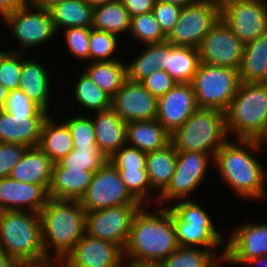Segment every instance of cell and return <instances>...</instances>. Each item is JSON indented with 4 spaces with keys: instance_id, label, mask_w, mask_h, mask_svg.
Masks as SVG:
<instances>
[{
    "instance_id": "cell-21",
    "label": "cell",
    "mask_w": 267,
    "mask_h": 267,
    "mask_svg": "<svg viewBox=\"0 0 267 267\" xmlns=\"http://www.w3.org/2000/svg\"><path fill=\"white\" fill-rule=\"evenodd\" d=\"M49 115H12L0 111V142L37 147L44 121Z\"/></svg>"
},
{
    "instance_id": "cell-59",
    "label": "cell",
    "mask_w": 267,
    "mask_h": 267,
    "mask_svg": "<svg viewBox=\"0 0 267 267\" xmlns=\"http://www.w3.org/2000/svg\"><path fill=\"white\" fill-rule=\"evenodd\" d=\"M54 267H69V266L62 260L54 259Z\"/></svg>"
},
{
    "instance_id": "cell-32",
    "label": "cell",
    "mask_w": 267,
    "mask_h": 267,
    "mask_svg": "<svg viewBox=\"0 0 267 267\" xmlns=\"http://www.w3.org/2000/svg\"><path fill=\"white\" fill-rule=\"evenodd\" d=\"M84 70L91 80L113 97L127 80L126 63L121 60L90 62Z\"/></svg>"
},
{
    "instance_id": "cell-8",
    "label": "cell",
    "mask_w": 267,
    "mask_h": 267,
    "mask_svg": "<svg viewBox=\"0 0 267 267\" xmlns=\"http://www.w3.org/2000/svg\"><path fill=\"white\" fill-rule=\"evenodd\" d=\"M238 70L200 62L191 82L199 108L226 111L240 86Z\"/></svg>"
},
{
    "instance_id": "cell-14",
    "label": "cell",
    "mask_w": 267,
    "mask_h": 267,
    "mask_svg": "<svg viewBox=\"0 0 267 267\" xmlns=\"http://www.w3.org/2000/svg\"><path fill=\"white\" fill-rule=\"evenodd\" d=\"M142 204L121 205L86 213V234L118 245L124 250L133 218Z\"/></svg>"
},
{
    "instance_id": "cell-46",
    "label": "cell",
    "mask_w": 267,
    "mask_h": 267,
    "mask_svg": "<svg viewBox=\"0 0 267 267\" xmlns=\"http://www.w3.org/2000/svg\"><path fill=\"white\" fill-rule=\"evenodd\" d=\"M182 7L164 1L155 2L153 14L162 32L167 36L178 21Z\"/></svg>"
},
{
    "instance_id": "cell-4",
    "label": "cell",
    "mask_w": 267,
    "mask_h": 267,
    "mask_svg": "<svg viewBox=\"0 0 267 267\" xmlns=\"http://www.w3.org/2000/svg\"><path fill=\"white\" fill-rule=\"evenodd\" d=\"M0 248L17 264L49 260L42 245L40 215L30 211H0Z\"/></svg>"
},
{
    "instance_id": "cell-29",
    "label": "cell",
    "mask_w": 267,
    "mask_h": 267,
    "mask_svg": "<svg viewBox=\"0 0 267 267\" xmlns=\"http://www.w3.org/2000/svg\"><path fill=\"white\" fill-rule=\"evenodd\" d=\"M239 74L244 83L267 82V32L245 45Z\"/></svg>"
},
{
    "instance_id": "cell-24",
    "label": "cell",
    "mask_w": 267,
    "mask_h": 267,
    "mask_svg": "<svg viewBox=\"0 0 267 267\" xmlns=\"http://www.w3.org/2000/svg\"><path fill=\"white\" fill-rule=\"evenodd\" d=\"M93 173L82 169H65L57 162L53 165L49 198L80 200L91 183Z\"/></svg>"
},
{
    "instance_id": "cell-61",
    "label": "cell",
    "mask_w": 267,
    "mask_h": 267,
    "mask_svg": "<svg viewBox=\"0 0 267 267\" xmlns=\"http://www.w3.org/2000/svg\"><path fill=\"white\" fill-rule=\"evenodd\" d=\"M223 260H225L224 258H221V260H219V262H217L213 267H220L218 263L222 262Z\"/></svg>"
},
{
    "instance_id": "cell-25",
    "label": "cell",
    "mask_w": 267,
    "mask_h": 267,
    "mask_svg": "<svg viewBox=\"0 0 267 267\" xmlns=\"http://www.w3.org/2000/svg\"><path fill=\"white\" fill-rule=\"evenodd\" d=\"M46 68L32 58L22 57V72L20 74L19 89L43 110L49 111L51 83L50 74Z\"/></svg>"
},
{
    "instance_id": "cell-3",
    "label": "cell",
    "mask_w": 267,
    "mask_h": 267,
    "mask_svg": "<svg viewBox=\"0 0 267 267\" xmlns=\"http://www.w3.org/2000/svg\"><path fill=\"white\" fill-rule=\"evenodd\" d=\"M45 256L64 260L86 233V212L79 200L49 198L39 213ZM53 248V256L51 255Z\"/></svg>"
},
{
    "instance_id": "cell-45",
    "label": "cell",
    "mask_w": 267,
    "mask_h": 267,
    "mask_svg": "<svg viewBox=\"0 0 267 267\" xmlns=\"http://www.w3.org/2000/svg\"><path fill=\"white\" fill-rule=\"evenodd\" d=\"M146 157L147 153L125 144L108 160L116 169H146Z\"/></svg>"
},
{
    "instance_id": "cell-31",
    "label": "cell",
    "mask_w": 267,
    "mask_h": 267,
    "mask_svg": "<svg viewBox=\"0 0 267 267\" xmlns=\"http://www.w3.org/2000/svg\"><path fill=\"white\" fill-rule=\"evenodd\" d=\"M93 8L84 0H63L49 12L58 32L74 27L92 28Z\"/></svg>"
},
{
    "instance_id": "cell-12",
    "label": "cell",
    "mask_w": 267,
    "mask_h": 267,
    "mask_svg": "<svg viewBox=\"0 0 267 267\" xmlns=\"http://www.w3.org/2000/svg\"><path fill=\"white\" fill-rule=\"evenodd\" d=\"M221 18L244 44L267 32L266 0H224Z\"/></svg>"
},
{
    "instance_id": "cell-37",
    "label": "cell",
    "mask_w": 267,
    "mask_h": 267,
    "mask_svg": "<svg viewBox=\"0 0 267 267\" xmlns=\"http://www.w3.org/2000/svg\"><path fill=\"white\" fill-rule=\"evenodd\" d=\"M108 158L99 147H74L65 157L57 163L65 169H82L93 174L101 168Z\"/></svg>"
},
{
    "instance_id": "cell-47",
    "label": "cell",
    "mask_w": 267,
    "mask_h": 267,
    "mask_svg": "<svg viewBox=\"0 0 267 267\" xmlns=\"http://www.w3.org/2000/svg\"><path fill=\"white\" fill-rule=\"evenodd\" d=\"M153 96L159 98L169 92L178 82L163 69H157L140 82Z\"/></svg>"
},
{
    "instance_id": "cell-10",
    "label": "cell",
    "mask_w": 267,
    "mask_h": 267,
    "mask_svg": "<svg viewBox=\"0 0 267 267\" xmlns=\"http://www.w3.org/2000/svg\"><path fill=\"white\" fill-rule=\"evenodd\" d=\"M79 202L86 213L121 205L141 204L127 190L118 170L109 160L93 174L91 183Z\"/></svg>"
},
{
    "instance_id": "cell-39",
    "label": "cell",
    "mask_w": 267,
    "mask_h": 267,
    "mask_svg": "<svg viewBox=\"0 0 267 267\" xmlns=\"http://www.w3.org/2000/svg\"><path fill=\"white\" fill-rule=\"evenodd\" d=\"M119 38L120 36L91 28L89 37V60L91 62L118 60L112 54L118 48Z\"/></svg>"
},
{
    "instance_id": "cell-38",
    "label": "cell",
    "mask_w": 267,
    "mask_h": 267,
    "mask_svg": "<svg viewBox=\"0 0 267 267\" xmlns=\"http://www.w3.org/2000/svg\"><path fill=\"white\" fill-rule=\"evenodd\" d=\"M129 33L138 40L137 42L144 45L166 41V35L162 32L153 12L131 17Z\"/></svg>"
},
{
    "instance_id": "cell-16",
    "label": "cell",
    "mask_w": 267,
    "mask_h": 267,
    "mask_svg": "<svg viewBox=\"0 0 267 267\" xmlns=\"http://www.w3.org/2000/svg\"><path fill=\"white\" fill-rule=\"evenodd\" d=\"M225 244L224 264L242 265L267 255V223L245 222L234 228Z\"/></svg>"
},
{
    "instance_id": "cell-27",
    "label": "cell",
    "mask_w": 267,
    "mask_h": 267,
    "mask_svg": "<svg viewBox=\"0 0 267 267\" xmlns=\"http://www.w3.org/2000/svg\"><path fill=\"white\" fill-rule=\"evenodd\" d=\"M200 64V52L195 47L173 46L165 41L163 70L178 83H191Z\"/></svg>"
},
{
    "instance_id": "cell-58",
    "label": "cell",
    "mask_w": 267,
    "mask_h": 267,
    "mask_svg": "<svg viewBox=\"0 0 267 267\" xmlns=\"http://www.w3.org/2000/svg\"><path fill=\"white\" fill-rule=\"evenodd\" d=\"M88 5H91L92 7H95L97 5L111 3L116 0H84Z\"/></svg>"
},
{
    "instance_id": "cell-42",
    "label": "cell",
    "mask_w": 267,
    "mask_h": 267,
    "mask_svg": "<svg viewBox=\"0 0 267 267\" xmlns=\"http://www.w3.org/2000/svg\"><path fill=\"white\" fill-rule=\"evenodd\" d=\"M71 137L73 139L74 147H96L94 124L92 119L88 116L77 115L65 121Z\"/></svg>"
},
{
    "instance_id": "cell-36",
    "label": "cell",
    "mask_w": 267,
    "mask_h": 267,
    "mask_svg": "<svg viewBox=\"0 0 267 267\" xmlns=\"http://www.w3.org/2000/svg\"><path fill=\"white\" fill-rule=\"evenodd\" d=\"M75 83L74 100L82 107L81 110L96 112L112 108V97L101 90L85 71Z\"/></svg>"
},
{
    "instance_id": "cell-17",
    "label": "cell",
    "mask_w": 267,
    "mask_h": 267,
    "mask_svg": "<svg viewBox=\"0 0 267 267\" xmlns=\"http://www.w3.org/2000/svg\"><path fill=\"white\" fill-rule=\"evenodd\" d=\"M158 98L140 82L126 80L112 97V109L126 123L157 118Z\"/></svg>"
},
{
    "instance_id": "cell-11",
    "label": "cell",
    "mask_w": 267,
    "mask_h": 267,
    "mask_svg": "<svg viewBox=\"0 0 267 267\" xmlns=\"http://www.w3.org/2000/svg\"><path fill=\"white\" fill-rule=\"evenodd\" d=\"M3 20L19 43L20 49L17 47L16 50L21 54L26 49L48 42L57 34L50 12L33 8L29 4L6 15Z\"/></svg>"
},
{
    "instance_id": "cell-33",
    "label": "cell",
    "mask_w": 267,
    "mask_h": 267,
    "mask_svg": "<svg viewBox=\"0 0 267 267\" xmlns=\"http://www.w3.org/2000/svg\"><path fill=\"white\" fill-rule=\"evenodd\" d=\"M130 22L131 17L120 0L93 8V29L119 36L129 33Z\"/></svg>"
},
{
    "instance_id": "cell-35",
    "label": "cell",
    "mask_w": 267,
    "mask_h": 267,
    "mask_svg": "<svg viewBox=\"0 0 267 267\" xmlns=\"http://www.w3.org/2000/svg\"><path fill=\"white\" fill-rule=\"evenodd\" d=\"M145 49L131 63L126 64L127 79L132 82H141L157 69H163V53L165 41L155 44H146Z\"/></svg>"
},
{
    "instance_id": "cell-34",
    "label": "cell",
    "mask_w": 267,
    "mask_h": 267,
    "mask_svg": "<svg viewBox=\"0 0 267 267\" xmlns=\"http://www.w3.org/2000/svg\"><path fill=\"white\" fill-rule=\"evenodd\" d=\"M222 251L218 257L215 249L179 246L160 264L162 267H213L221 258L225 257V248Z\"/></svg>"
},
{
    "instance_id": "cell-19",
    "label": "cell",
    "mask_w": 267,
    "mask_h": 267,
    "mask_svg": "<svg viewBox=\"0 0 267 267\" xmlns=\"http://www.w3.org/2000/svg\"><path fill=\"white\" fill-rule=\"evenodd\" d=\"M124 260L118 245L85 233L63 261L69 267H121Z\"/></svg>"
},
{
    "instance_id": "cell-1",
    "label": "cell",
    "mask_w": 267,
    "mask_h": 267,
    "mask_svg": "<svg viewBox=\"0 0 267 267\" xmlns=\"http://www.w3.org/2000/svg\"><path fill=\"white\" fill-rule=\"evenodd\" d=\"M261 148L258 140H228L216 152L212 162L224 183L246 200L262 201L267 198V171L251 153Z\"/></svg>"
},
{
    "instance_id": "cell-54",
    "label": "cell",
    "mask_w": 267,
    "mask_h": 267,
    "mask_svg": "<svg viewBox=\"0 0 267 267\" xmlns=\"http://www.w3.org/2000/svg\"><path fill=\"white\" fill-rule=\"evenodd\" d=\"M17 267H54V259H50L40 263L18 264Z\"/></svg>"
},
{
    "instance_id": "cell-50",
    "label": "cell",
    "mask_w": 267,
    "mask_h": 267,
    "mask_svg": "<svg viewBox=\"0 0 267 267\" xmlns=\"http://www.w3.org/2000/svg\"><path fill=\"white\" fill-rule=\"evenodd\" d=\"M28 4V0H0V18L22 8Z\"/></svg>"
},
{
    "instance_id": "cell-41",
    "label": "cell",
    "mask_w": 267,
    "mask_h": 267,
    "mask_svg": "<svg viewBox=\"0 0 267 267\" xmlns=\"http://www.w3.org/2000/svg\"><path fill=\"white\" fill-rule=\"evenodd\" d=\"M22 56L20 52L0 50V83L9 91L19 89L22 72Z\"/></svg>"
},
{
    "instance_id": "cell-56",
    "label": "cell",
    "mask_w": 267,
    "mask_h": 267,
    "mask_svg": "<svg viewBox=\"0 0 267 267\" xmlns=\"http://www.w3.org/2000/svg\"><path fill=\"white\" fill-rule=\"evenodd\" d=\"M258 263H260L262 267H267V255L260 256L258 258H254L252 260L246 261L244 264L245 265L250 264V266H252V265H256V264L258 265Z\"/></svg>"
},
{
    "instance_id": "cell-18",
    "label": "cell",
    "mask_w": 267,
    "mask_h": 267,
    "mask_svg": "<svg viewBox=\"0 0 267 267\" xmlns=\"http://www.w3.org/2000/svg\"><path fill=\"white\" fill-rule=\"evenodd\" d=\"M198 108L193 85L177 83L158 98L156 120L173 134Z\"/></svg>"
},
{
    "instance_id": "cell-55",
    "label": "cell",
    "mask_w": 267,
    "mask_h": 267,
    "mask_svg": "<svg viewBox=\"0 0 267 267\" xmlns=\"http://www.w3.org/2000/svg\"><path fill=\"white\" fill-rule=\"evenodd\" d=\"M9 90L0 83V111H3Z\"/></svg>"
},
{
    "instance_id": "cell-13",
    "label": "cell",
    "mask_w": 267,
    "mask_h": 267,
    "mask_svg": "<svg viewBox=\"0 0 267 267\" xmlns=\"http://www.w3.org/2000/svg\"><path fill=\"white\" fill-rule=\"evenodd\" d=\"M214 159L205 153L177 151L175 172L167 188L156 196V202L165 204L172 201L188 200L200 187L207 173L208 163ZM169 201V202H168Z\"/></svg>"
},
{
    "instance_id": "cell-7",
    "label": "cell",
    "mask_w": 267,
    "mask_h": 267,
    "mask_svg": "<svg viewBox=\"0 0 267 267\" xmlns=\"http://www.w3.org/2000/svg\"><path fill=\"white\" fill-rule=\"evenodd\" d=\"M178 201L169 207L178 245L203 249L220 247L224 243L223 237L207 211L194 200Z\"/></svg>"
},
{
    "instance_id": "cell-40",
    "label": "cell",
    "mask_w": 267,
    "mask_h": 267,
    "mask_svg": "<svg viewBox=\"0 0 267 267\" xmlns=\"http://www.w3.org/2000/svg\"><path fill=\"white\" fill-rule=\"evenodd\" d=\"M121 180L125 183L130 194L145 205L147 199L151 198L154 192L151 189L148 173L146 169H117ZM147 198V199H146ZM145 202V203H144Z\"/></svg>"
},
{
    "instance_id": "cell-43",
    "label": "cell",
    "mask_w": 267,
    "mask_h": 267,
    "mask_svg": "<svg viewBox=\"0 0 267 267\" xmlns=\"http://www.w3.org/2000/svg\"><path fill=\"white\" fill-rule=\"evenodd\" d=\"M3 111L12 115H49L21 89L10 90Z\"/></svg>"
},
{
    "instance_id": "cell-20",
    "label": "cell",
    "mask_w": 267,
    "mask_h": 267,
    "mask_svg": "<svg viewBox=\"0 0 267 267\" xmlns=\"http://www.w3.org/2000/svg\"><path fill=\"white\" fill-rule=\"evenodd\" d=\"M49 199L41 185L16 181L11 177L0 179V211H30L40 213Z\"/></svg>"
},
{
    "instance_id": "cell-51",
    "label": "cell",
    "mask_w": 267,
    "mask_h": 267,
    "mask_svg": "<svg viewBox=\"0 0 267 267\" xmlns=\"http://www.w3.org/2000/svg\"><path fill=\"white\" fill-rule=\"evenodd\" d=\"M63 0H28V4L33 8L49 11Z\"/></svg>"
},
{
    "instance_id": "cell-9",
    "label": "cell",
    "mask_w": 267,
    "mask_h": 267,
    "mask_svg": "<svg viewBox=\"0 0 267 267\" xmlns=\"http://www.w3.org/2000/svg\"><path fill=\"white\" fill-rule=\"evenodd\" d=\"M221 17V3L217 0H198L183 6L176 25L166 36L173 46L200 48L204 37Z\"/></svg>"
},
{
    "instance_id": "cell-23",
    "label": "cell",
    "mask_w": 267,
    "mask_h": 267,
    "mask_svg": "<svg viewBox=\"0 0 267 267\" xmlns=\"http://www.w3.org/2000/svg\"><path fill=\"white\" fill-rule=\"evenodd\" d=\"M53 165L54 162L38 146L30 147L13 167L9 177L16 181L41 185L48 191Z\"/></svg>"
},
{
    "instance_id": "cell-53",
    "label": "cell",
    "mask_w": 267,
    "mask_h": 267,
    "mask_svg": "<svg viewBox=\"0 0 267 267\" xmlns=\"http://www.w3.org/2000/svg\"><path fill=\"white\" fill-rule=\"evenodd\" d=\"M126 265H123L121 267H162L160 263H153V262H135V261H129L126 262Z\"/></svg>"
},
{
    "instance_id": "cell-5",
    "label": "cell",
    "mask_w": 267,
    "mask_h": 267,
    "mask_svg": "<svg viewBox=\"0 0 267 267\" xmlns=\"http://www.w3.org/2000/svg\"><path fill=\"white\" fill-rule=\"evenodd\" d=\"M225 115L228 134L259 141L267 130V82H241Z\"/></svg>"
},
{
    "instance_id": "cell-26",
    "label": "cell",
    "mask_w": 267,
    "mask_h": 267,
    "mask_svg": "<svg viewBox=\"0 0 267 267\" xmlns=\"http://www.w3.org/2000/svg\"><path fill=\"white\" fill-rule=\"evenodd\" d=\"M125 137L127 145L144 153L161 149L171 142V134L156 119L128 122Z\"/></svg>"
},
{
    "instance_id": "cell-44",
    "label": "cell",
    "mask_w": 267,
    "mask_h": 267,
    "mask_svg": "<svg viewBox=\"0 0 267 267\" xmlns=\"http://www.w3.org/2000/svg\"><path fill=\"white\" fill-rule=\"evenodd\" d=\"M91 28L74 27L63 29L69 54L79 60L89 59V37Z\"/></svg>"
},
{
    "instance_id": "cell-48",
    "label": "cell",
    "mask_w": 267,
    "mask_h": 267,
    "mask_svg": "<svg viewBox=\"0 0 267 267\" xmlns=\"http://www.w3.org/2000/svg\"><path fill=\"white\" fill-rule=\"evenodd\" d=\"M27 149L28 147L21 144L0 142V179L9 177Z\"/></svg>"
},
{
    "instance_id": "cell-57",
    "label": "cell",
    "mask_w": 267,
    "mask_h": 267,
    "mask_svg": "<svg viewBox=\"0 0 267 267\" xmlns=\"http://www.w3.org/2000/svg\"><path fill=\"white\" fill-rule=\"evenodd\" d=\"M157 1L169 2L183 7L189 4H195L198 0H157Z\"/></svg>"
},
{
    "instance_id": "cell-2",
    "label": "cell",
    "mask_w": 267,
    "mask_h": 267,
    "mask_svg": "<svg viewBox=\"0 0 267 267\" xmlns=\"http://www.w3.org/2000/svg\"><path fill=\"white\" fill-rule=\"evenodd\" d=\"M145 208L142 206L133 218L124 259L160 263L179 247L171 209L167 205L149 213Z\"/></svg>"
},
{
    "instance_id": "cell-15",
    "label": "cell",
    "mask_w": 267,
    "mask_h": 267,
    "mask_svg": "<svg viewBox=\"0 0 267 267\" xmlns=\"http://www.w3.org/2000/svg\"><path fill=\"white\" fill-rule=\"evenodd\" d=\"M245 45L220 17L199 48L200 62L239 71Z\"/></svg>"
},
{
    "instance_id": "cell-60",
    "label": "cell",
    "mask_w": 267,
    "mask_h": 267,
    "mask_svg": "<svg viewBox=\"0 0 267 267\" xmlns=\"http://www.w3.org/2000/svg\"><path fill=\"white\" fill-rule=\"evenodd\" d=\"M261 146L264 147V143L267 144V130L265 131L264 135L259 140Z\"/></svg>"
},
{
    "instance_id": "cell-22",
    "label": "cell",
    "mask_w": 267,
    "mask_h": 267,
    "mask_svg": "<svg viewBox=\"0 0 267 267\" xmlns=\"http://www.w3.org/2000/svg\"><path fill=\"white\" fill-rule=\"evenodd\" d=\"M93 113L96 116L92 121L97 146L109 158L126 144L127 123L112 108Z\"/></svg>"
},
{
    "instance_id": "cell-30",
    "label": "cell",
    "mask_w": 267,
    "mask_h": 267,
    "mask_svg": "<svg viewBox=\"0 0 267 267\" xmlns=\"http://www.w3.org/2000/svg\"><path fill=\"white\" fill-rule=\"evenodd\" d=\"M49 116L43 123L38 147L54 162L74 149L73 139L66 123L58 124Z\"/></svg>"
},
{
    "instance_id": "cell-52",
    "label": "cell",
    "mask_w": 267,
    "mask_h": 267,
    "mask_svg": "<svg viewBox=\"0 0 267 267\" xmlns=\"http://www.w3.org/2000/svg\"><path fill=\"white\" fill-rule=\"evenodd\" d=\"M17 263L0 248V267H17Z\"/></svg>"
},
{
    "instance_id": "cell-28",
    "label": "cell",
    "mask_w": 267,
    "mask_h": 267,
    "mask_svg": "<svg viewBox=\"0 0 267 267\" xmlns=\"http://www.w3.org/2000/svg\"><path fill=\"white\" fill-rule=\"evenodd\" d=\"M177 164V151L170 142L167 146L147 153L146 170L151 189L160 195L169 185Z\"/></svg>"
},
{
    "instance_id": "cell-49",
    "label": "cell",
    "mask_w": 267,
    "mask_h": 267,
    "mask_svg": "<svg viewBox=\"0 0 267 267\" xmlns=\"http://www.w3.org/2000/svg\"><path fill=\"white\" fill-rule=\"evenodd\" d=\"M130 17L153 11L156 0H120Z\"/></svg>"
},
{
    "instance_id": "cell-6",
    "label": "cell",
    "mask_w": 267,
    "mask_h": 267,
    "mask_svg": "<svg viewBox=\"0 0 267 267\" xmlns=\"http://www.w3.org/2000/svg\"><path fill=\"white\" fill-rule=\"evenodd\" d=\"M225 112L214 108H198L171 134L176 151H193L209 154L216 152L228 139Z\"/></svg>"
}]
</instances>
